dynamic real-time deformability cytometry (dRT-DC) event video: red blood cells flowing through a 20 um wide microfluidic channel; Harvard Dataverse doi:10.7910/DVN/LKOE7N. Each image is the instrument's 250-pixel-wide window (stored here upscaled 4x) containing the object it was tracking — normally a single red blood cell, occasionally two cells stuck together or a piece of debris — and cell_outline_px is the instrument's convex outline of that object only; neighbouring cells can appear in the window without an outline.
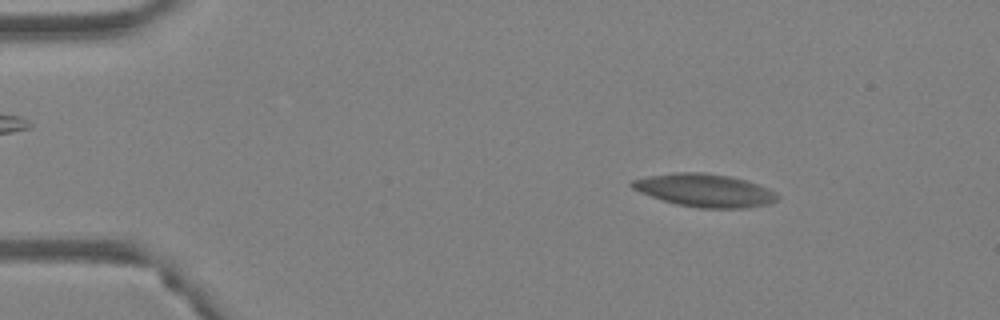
{"species": "Egyptian fruit bat (a non-hibernating species)", "species_latin": "Rousettus aegyptiacus", "temperature_condition": "warm", "stored_images_in_passage": 56, "camera_frame_rate_fps": 3000, "um_per_image_px": 0.085, "animal": {"sex": "female"}, "frame": {"image": 1, "passage_image": 8, "time_ms": 2.333, "image_size_px": [1000, 320], "cell_outline_px": [[780, 196], [776, 200], [768, 204], [748, 208], [700, 208], [676, 204], [640, 192], [632, 188], [628, 184], [632, 180], [648, 176], [676, 172], [704, 172], [728, 176], [744, 180], [768, 188], [776, 192]], "centroid_in_image_um": [59.9, 16.18], "position_along_channel_um": 25.1, "area_um2": 27.8}}
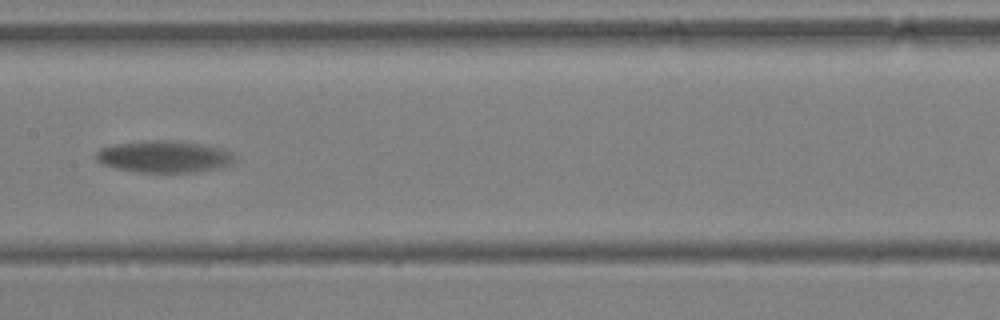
{"frame": {"image": 2, "passage_image": 29, "time_ms": 9.333, "image_size_px": [1000, 320], "cell_outline_px": [[236, 160], [228, 164], [196, 172], [140, 172], [116, 168], [104, 164], [96, 160], [96, 152], [100, 148], [112, 144], [144, 140], [172, 140], [200, 144], [224, 148], [232, 152], [236, 156]], "centroid_in_image_um": [13.93, 13.29], "position_along_channel_um": 193.5, "area_um2": 25.72}}
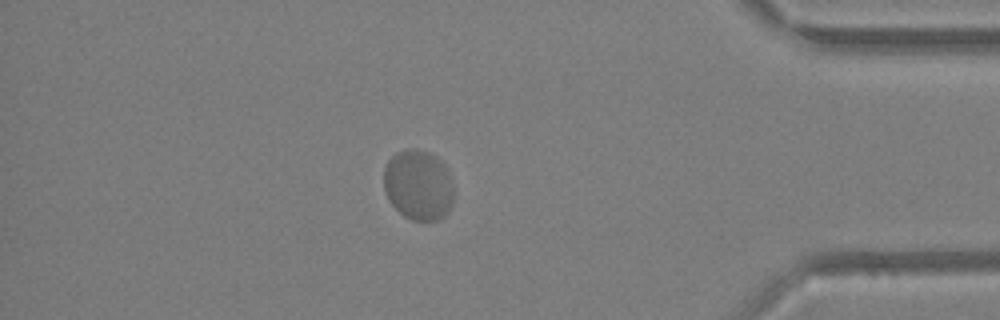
{"frame": {"image": 3, "passage_image": 49, "time_ms": 16.0, "image_size_px": [1000, 320], "cell_outline_px": [[452, 204], [448, 212], [444, 216], [436, 220], [412, 220], [404, 216], [388, 200], [384, 192], [384, 168], [388, 160], [396, 152], [408, 148], [412, 148], [428, 152], [436, 156], [448, 168], [452, 184]], "centroid_in_image_um": [35.55, 15.71], "position_along_channel_um": 399.7, "area_um2": 28.84}, "authors_computed_cell_mechanics": {"area_um2": 26.5013, "velocity_mm_per_s": 3.6242, "shape_relaxation_time_tau1_ms": 3.4611, "shape_relaxation_time_tau2_ms": null, "deformation_change_tau1": 0.1409, "deformation_change_tau2": null}}